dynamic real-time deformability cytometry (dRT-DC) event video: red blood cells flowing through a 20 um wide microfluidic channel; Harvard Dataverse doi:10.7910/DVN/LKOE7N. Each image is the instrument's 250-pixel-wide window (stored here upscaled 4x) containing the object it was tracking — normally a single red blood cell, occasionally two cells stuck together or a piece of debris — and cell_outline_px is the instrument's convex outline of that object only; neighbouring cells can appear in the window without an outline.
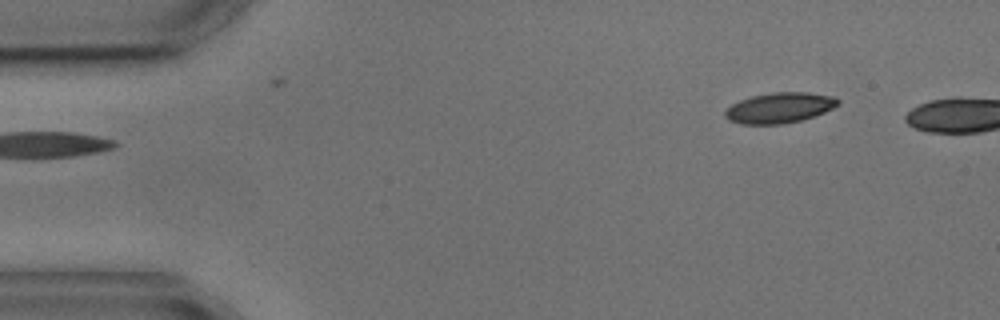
{"species": "common noctule bat (a hibernating species)", "species_latin": "Nyctalus noctula", "temperature_condition": "cold", "stored_images_in_passage": 3, "segment_of_instrument_passage": [2, 2], "camera_frame_rate_fps": 3000, "um_per_image_px": 0.085, "animal": {"sex": "male", "body_mass_g": 17.9, "forearm_length_mm": 54.2}, "frame": {"image": 1, "passage_image": 3, "time_ms": 3.0, "image_size_px": [1000, 320], "cell_outline_px": [[840, 104], [824, 112], [800, 120], [784, 124], [740, 124], [728, 120], [724, 116], [724, 112], [732, 104], [740, 100], [752, 96], [776, 92], [808, 92], [832, 96], [840, 100]], "centroid_in_image_um": [66.25, 9.16], "position_along_channel_um": 18.8, "area_um2": 19.94}}